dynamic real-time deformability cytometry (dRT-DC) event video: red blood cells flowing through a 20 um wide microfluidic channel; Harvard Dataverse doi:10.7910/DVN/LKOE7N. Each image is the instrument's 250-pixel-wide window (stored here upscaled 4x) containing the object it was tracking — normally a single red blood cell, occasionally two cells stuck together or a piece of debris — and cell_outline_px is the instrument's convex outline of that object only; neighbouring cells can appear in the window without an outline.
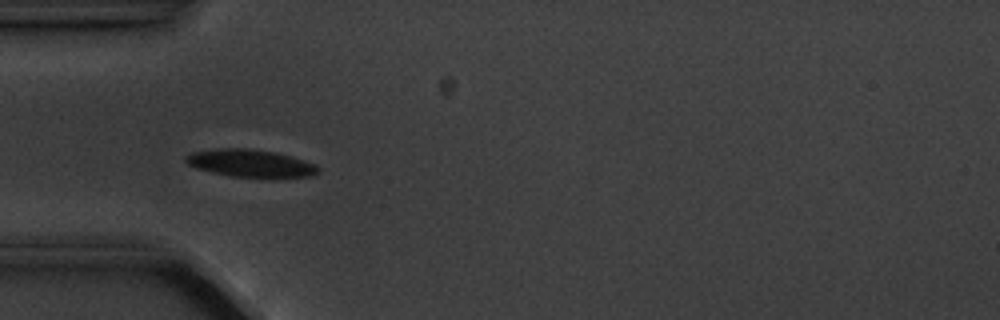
{"species": "common noctule bat (a hibernating species)", "species_latin": "Nyctalus noctula", "temperature_condition": "cold", "stored_images_in_passage": 6, "camera_frame_rate_fps": 3000, "um_per_image_px": 0.085, "animal": {"sex": "male", "body_mass_g": 20.1, "forearm_length_mm": 53.5}, "frame": {"image": 1, "passage_image": 5, "time_ms": 5.667, "image_size_px": [1000, 320], "cell_outline_px": [[320, 172], [312, 176], [284, 180], [272, 180], [232, 176], [212, 172], [196, 168], [188, 164], [184, 160], [184, 156], [192, 152], [216, 148], [248, 148], [272, 152], [304, 160], [316, 164], [320, 168]], "centroid_in_image_um": [21.37, 13.93], "position_along_channel_um": 63.6, "area_um2": 22.14}}
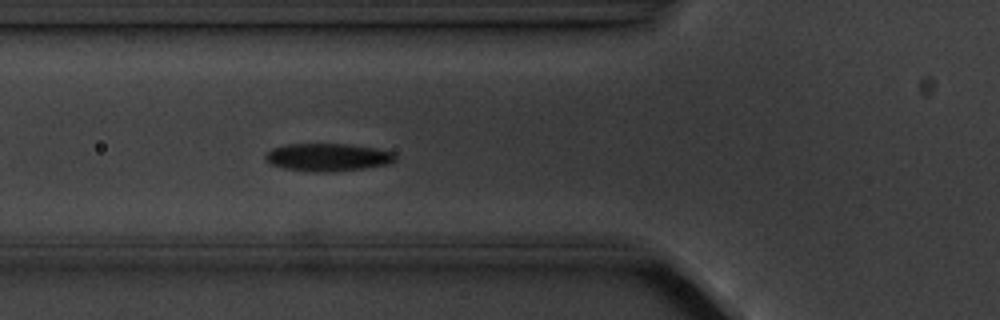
{"frame": {"image": 2, "passage_image": 6, "time_ms": 6.667, "image_size_px": [1000, 320], "cell_outline_px": [[396, 160], [388, 164], [364, 168], [328, 172], [316, 172], [284, 168], [272, 164], [264, 160], [264, 156], [272, 148], [284, 144], [348, 144], [376, 148], [392, 152], [396, 156]], "centroid_in_image_um": [27.85, 13.36], "position_along_channel_um": 98.0, "area_um2": 20.98}}